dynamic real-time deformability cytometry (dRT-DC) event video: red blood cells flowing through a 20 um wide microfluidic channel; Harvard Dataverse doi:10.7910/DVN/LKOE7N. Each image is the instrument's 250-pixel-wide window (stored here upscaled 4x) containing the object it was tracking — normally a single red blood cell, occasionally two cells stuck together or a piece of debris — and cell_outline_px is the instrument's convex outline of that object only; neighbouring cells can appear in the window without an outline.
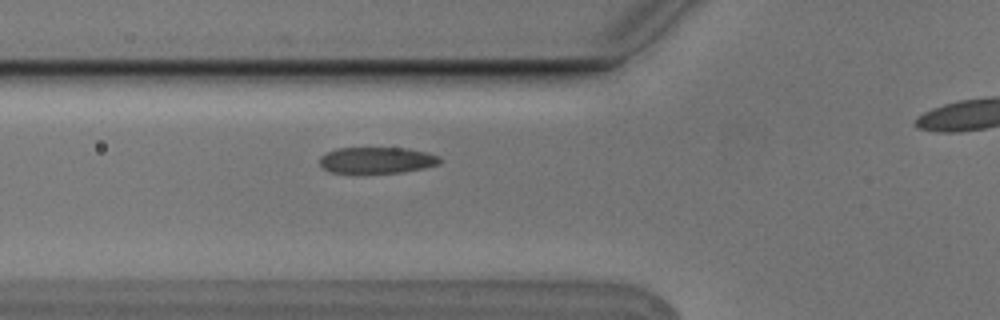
{"species": "Egyptian fruit bat (a non-hibernating species)", "species_latin": "Rousettus aegyptiacus", "temperature_condition": "cold", "stored_images_in_passage": 3, "camera_frame_rate_fps": 3000, "um_per_image_px": 0.085, "animal": {"sex": "male"}, "frame": {"image": 1, "passage_image": 2, "time_ms": 0.333, "image_size_px": [1000, 320], "cell_outline_px": [[440, 164], [424, 168], [404, 172], [332, 172], [324, 168], [320, 164], [320, 156], [336, 148], [408, 148], [428, 152], [440, 156]], "centroid_in_image_um": [32.08, 13.6], "position_along_channel_um": 93.7, "area_um2": 18.26}}